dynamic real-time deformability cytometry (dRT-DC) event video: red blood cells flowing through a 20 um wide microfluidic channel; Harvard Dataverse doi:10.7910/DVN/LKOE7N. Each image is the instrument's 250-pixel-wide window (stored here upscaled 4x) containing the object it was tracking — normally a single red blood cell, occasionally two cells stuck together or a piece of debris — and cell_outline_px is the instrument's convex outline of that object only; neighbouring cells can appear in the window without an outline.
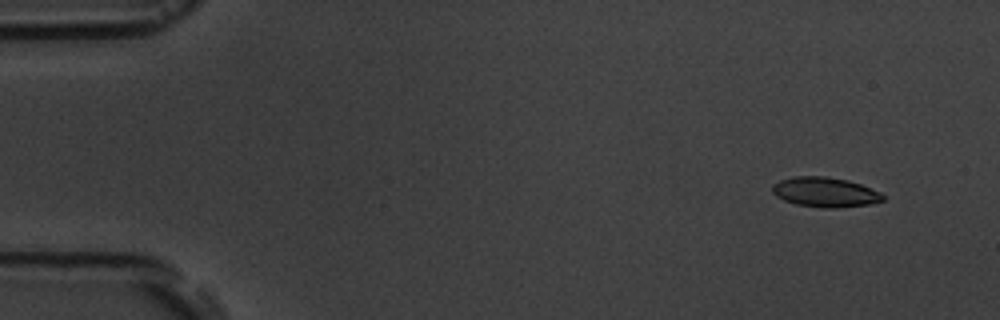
{"species": "common noctule bat (a hibernating species)", "species_latin": "Nyctalus noctula", "temperature_condition": "room temperature", "stored_images_in_passage": 9, "camera_frame_rate_fps": 3000, "um_per_image_px": 0.085, "animal": {"sex": "male", "body_mass_g": 19.5, "forearm_length_mm": 54.6}, "frame": {"image": 1, "passage_image": 1, "time_ms": 0.0, "image_size_px": [1000, 320], "cell_outline_px": [[884, 200], [872, 204], [832, 208], [824, 208], [796, 204], [784, 200], [776, 196], [772, 192], [772, 184], [780, 180], [792, 176], [824, 176], [848, 180], [860, 184], [880, 192], [884, 196]], "centroid_in_image_um": [70.11, 16.33], "position_along_channel_um": 14.9, "area_um2": 19.25}}
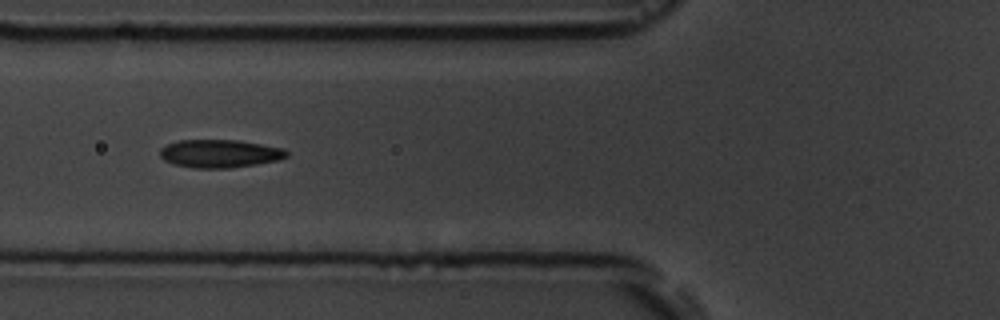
{"frame": {"image": 2, "passage_image": 6, "time_ms": 5.667, "image_size_px": [1000, 320], "cell_outline_px": [[288, 156], [276, 160], [256, 164], [232, 168], [192, 168], [172, 164], [164, 160], [160, 156], [160, 148], [168, 144], [180, 140], [236, 140], [284, 148], [288, 152]], "centroid_in_image_um": [18.65, 13.06], "position_along_channel_um": 107.1, "area_um2": 20.69}}
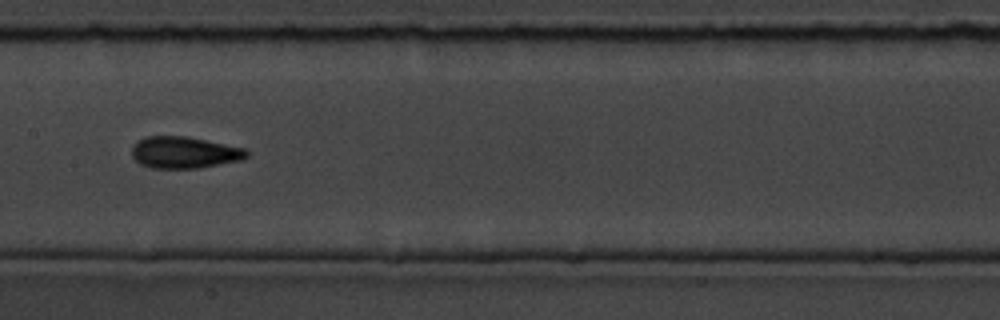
{"frame": {"image": 3, "passage_image": 8, "time_ms": 8.0, "image_size_px": [1000, 320], "cell_outline_px": [[248, 156], [240, 160], [200, 168], [152, 168], [140, 164], [132, 156], [132, 148], [136, 140], [144, 136], [188, 136], [248, 148]], "centroid_in_image_um": [15.67, 12.94], "position_along_channel_um": 191.7, "area_um2": 21.5}}